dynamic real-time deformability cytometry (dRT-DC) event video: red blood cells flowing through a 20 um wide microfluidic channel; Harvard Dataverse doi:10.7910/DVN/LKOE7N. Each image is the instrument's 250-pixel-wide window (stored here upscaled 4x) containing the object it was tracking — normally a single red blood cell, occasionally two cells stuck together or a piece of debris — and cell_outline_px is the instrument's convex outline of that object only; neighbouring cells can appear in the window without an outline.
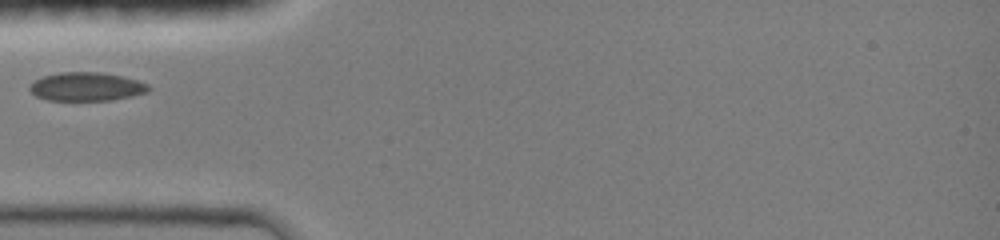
{"species": "common noctule bat (a hibernating species)", "species_latin": "Nyctalus noctula", "temperature_condition": "room temperature", "stored_images_in_passage": 27, "camera_frame_rate_fps": 3000, "um_per_image_px": 0.085, "animal": {"sex": "female", "body_mass_g": 19.0, "forearm_length_mm": 51.5}, "frame": {"image": 1, "passage_image": 1, "time_ms": 0.0, "image_size_px": [1000, 240], "cell_outline_px": [[152, 88], [148, 92], [132, 96], [108, 100], [48, 100], [36, 96], [28, 88], [28, 84], [44, 76], [60, 72], [100, 72], [120, 76], [136, 80], [148, 84]], "centroid_in_image_um": [7.34, 7.36], "position_along_channel_um": 77.7, "area_um2": 19.71}}
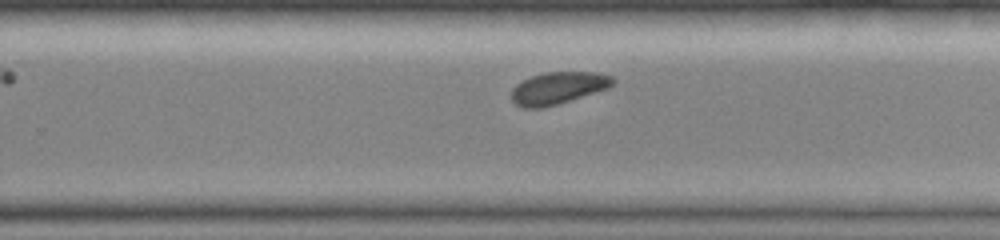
{"frame": {"image": 2, "passage_image": 16, "time_ms": 5.0, "image_size_px": [1000, 240], "cell_outline_px": [[616, 80], [608, 88], [556, 104], [540, 108], [524, 108], [516, 104], [512, 100], [512, 88], [516, 84], [532, 76], [548, 72], [600, 72], [612, 76]], "centroid_in_image_um": [47.45, 7.47], "position_along_channel_um": 282.4, "area_um2": 18.73}}
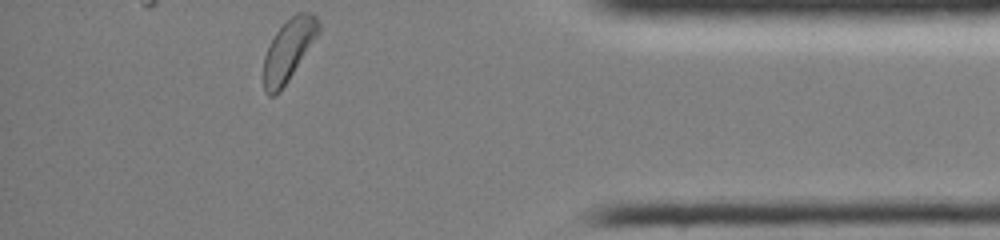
{"frame": {"image": 3, "passage_image": 27, "time_ms": 8.667, "image_size_px": [1000, 240], "cell_outline_px": [[320, 32], [280, 92], [276, 96], [268, 96], [264, 92], [264, 56], [276, 32], [296, 12], [312, 12], [316, 16], [320, 24]], "centroid_in_image_um": [24.54, 4.26], "position_along_channel_um": 410.7, "area_um2": 19.54}}